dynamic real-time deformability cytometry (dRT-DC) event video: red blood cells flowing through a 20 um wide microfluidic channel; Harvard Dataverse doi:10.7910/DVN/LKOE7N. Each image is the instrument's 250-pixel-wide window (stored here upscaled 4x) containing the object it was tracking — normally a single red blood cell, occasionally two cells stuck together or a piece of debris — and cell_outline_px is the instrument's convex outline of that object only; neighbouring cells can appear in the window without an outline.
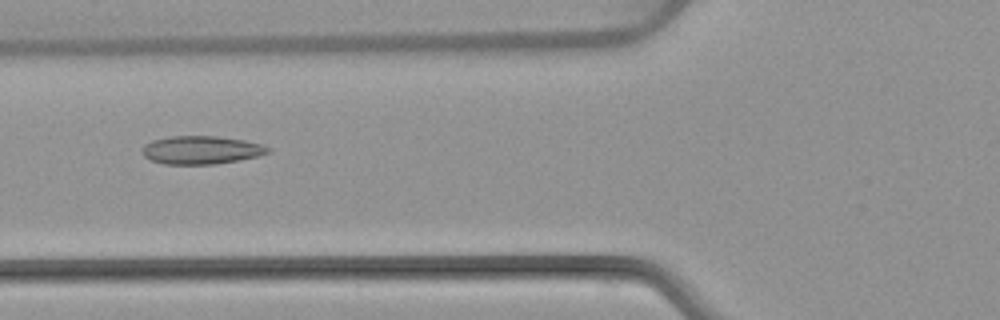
{"species": "common noctule bat (a hibernating species)", "species_latin": "Nyctalus noctula", "temperature_condition": "warm", "stored_images_in_passage": 7, "camera_frame_rate_fps": 3000, "um_per_image_px": 0.085, "animal": {"sex": "female", "body_mass_g": 22.7, "forearm_length_mm": 54.2}, "frame": {"image": 1, "passage_image": 6, "time_ms": 6.333, "image_size_px": [1000, 320], "cell_outline_px": [[272, 148], [268, 152], [256, 156], [216, 164], [164, 164], [152, 160], [144, 156], [140, 148], [144, 144], [152, 140], [172, 136], [216, 136], [244, 140], [260, 144]], "centroid_in_image_um": [17.05, 12.74], "position_along_channel_um": 108.7, "area_um2": 20.52}}
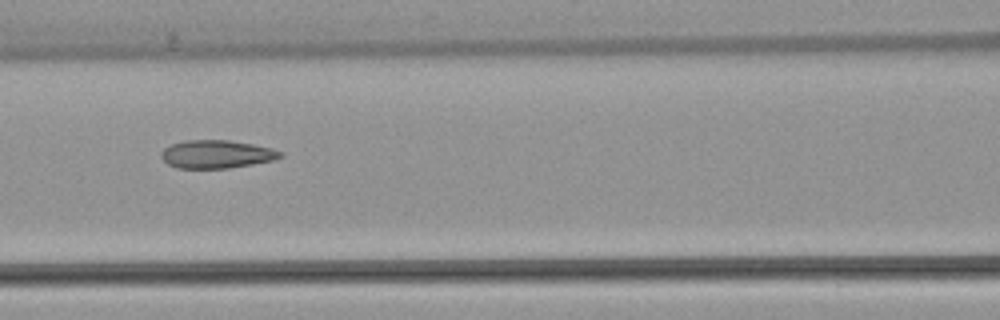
{"frame": {"image": 2, "passage_image": 7, "time_ms": 7.333, "image_size_px": [1000, 320], "cell_outline_px": [[284, 156], [272, 160], [252, 164], [228, 168], [176, 168], [168, 164], [160, 156], [160, 152], [164, 148], [172, 144], [184, 140], [228, 140], [252, 144], [272, 148], [284, 152]], "centroid_in_image_um": [18.4, 13.1], "position_along_channel_um": 148.2, "area_um2": 19.54}}